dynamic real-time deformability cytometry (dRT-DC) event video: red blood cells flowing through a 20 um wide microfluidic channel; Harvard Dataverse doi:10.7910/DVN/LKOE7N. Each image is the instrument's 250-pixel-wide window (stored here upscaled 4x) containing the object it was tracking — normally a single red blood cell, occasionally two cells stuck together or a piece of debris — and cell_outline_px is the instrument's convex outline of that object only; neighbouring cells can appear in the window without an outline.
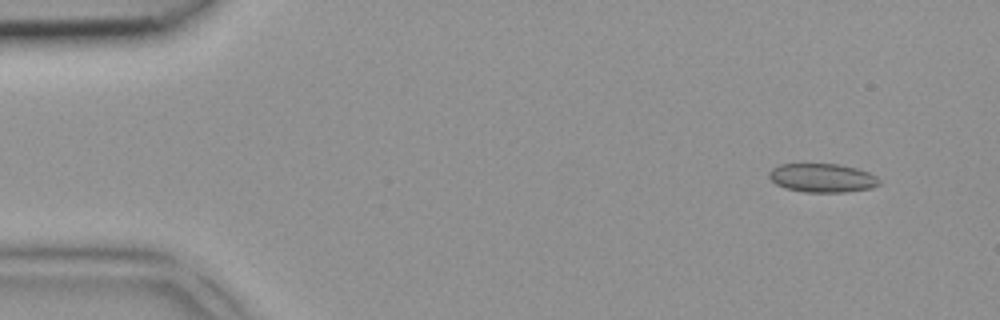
{"species": "common noctule bat (a hibernating species)", "species_latin": "Nyctalus noctula", "temperature_condition": "room temperature", "stored_images_in_passage": 4, "camera_frame_rate_fps": 3000, "um_per_image_px": 0.085, "animal": {"sex": "female", "body_mass_g": 18.4}, "frame": {"image": 1, "passage_image": 1, "time_ms": 0.0, "image_size_px": [1000, 320], "cell_outline_px": [[880, 184], [872, 188], [844, 192], [804, 192], [784, 188], [776, 184], [768, 176], [768, 172], [772, 168], [780, 164], [840, 164], [856, 168], [868, 172], [876, 176], [880, 180]], "centroid_in_image_um": [69.89, 15.12], "position_along_channel_um": 15.1, "area_um2": 18.55}}
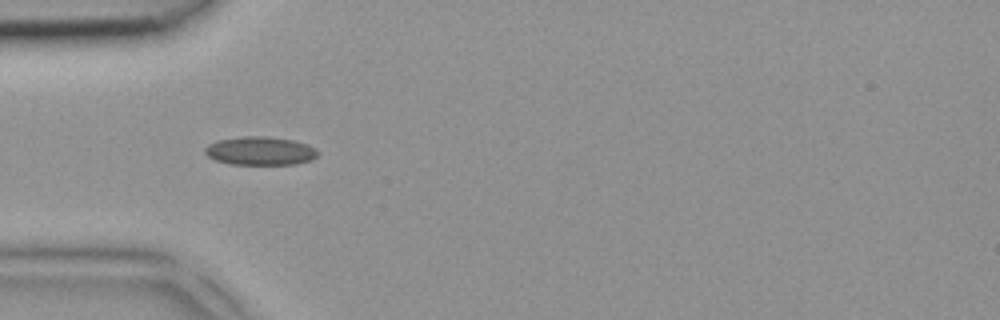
{"frame": {"image": 2, "passage_image": 4, "time_ms": 1.0, "image_size_px": [1000, 320], "cell_outline_px": [[320, 152], [316, 156], [308, 160], [296, 164], [232, 164], [216, 160], [208, 156], [204, 152], [204, 148], [208, 144], [216, 140], [244, 136], [264, 136], [292, 140], [308, 144], [316, 148]], "centroid_in_image_um": [22.1, 12.82], "position_along_channel_um": 62.9, "area_um2": 18.67}}